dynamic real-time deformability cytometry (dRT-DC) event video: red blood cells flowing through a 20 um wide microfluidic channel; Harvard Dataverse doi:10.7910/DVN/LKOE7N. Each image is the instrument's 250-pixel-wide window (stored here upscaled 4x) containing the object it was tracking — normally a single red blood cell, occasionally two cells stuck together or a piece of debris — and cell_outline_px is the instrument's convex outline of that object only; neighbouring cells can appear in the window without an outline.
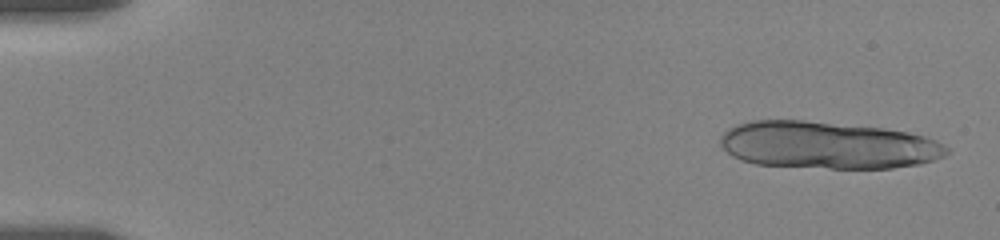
{"species": "human", "species_latin": "Homo sapiens", "temperature_condition": "room temperature", "stored_images_in_passage": 22, "camera_frame_rate_fps": 3000, "um_per_image_px": 0.085, "donor": {"sex": "female"}, "frame": {"image": 1, "passage_image": 3, "time_ms": 0.333, "image_size_px": [1000, 240], "cell_outline_px": [[948, 152], [944, 156], [920, 164], [892, 168], [828, 168], [756, 164], [740, 160], [732, 156], [720, 144], [720, 136], [728, 128], [736, 124], [752, 120], [800, 120], [884, 128], [908, 132], [924, 136], [936, 140], [948, 148]], "centroid_in_image_um": [70.33, 12.34], "position_along_channel_um": 14.7, "area_um2": 62.31}}